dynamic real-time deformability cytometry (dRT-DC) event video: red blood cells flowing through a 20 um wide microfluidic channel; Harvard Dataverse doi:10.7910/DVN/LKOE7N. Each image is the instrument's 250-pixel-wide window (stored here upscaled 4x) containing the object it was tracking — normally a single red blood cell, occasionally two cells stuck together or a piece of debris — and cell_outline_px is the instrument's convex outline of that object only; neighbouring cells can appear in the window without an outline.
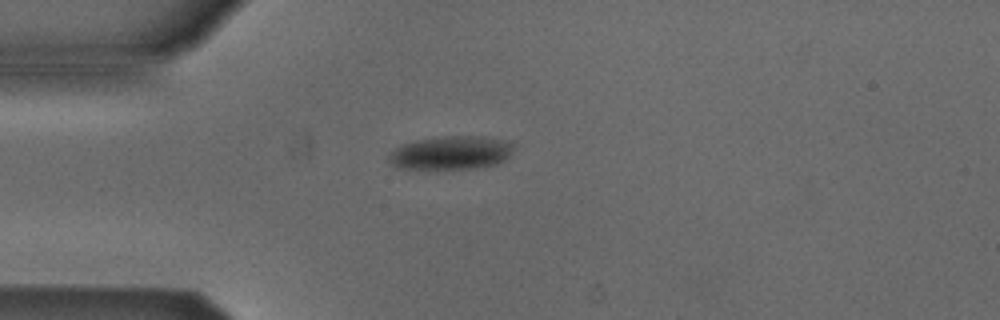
{"species": "Egyptian fruit bat (a non-hibernating species)", "species_latin": "Rousettus aegyptiacus", "temperature_condition": "cold", "stored_images_in_passage": 1, "camera_frame_rate_fps": 3000, "um_per_image_px": 0.085, "animal": {"sex": "male"}, "frame": {"image": 1, "passage_image": 1, "time_ms": 0.0, "image_size_px": [1000, 320], "cell_outline_px": [[512, 148], [508, 156], [504, 160], [496, 164], [472, 168], [396, 168], [388, 160], [388, 156], [396, 148], [404, 144], [420, 140], [444, 136], [484, 136], [504, 140], [512, 144]], "centroid_in_image_um": [38.33, 12.98], "position_along_channel_um": 46.7, "area_um2": 23.81}}